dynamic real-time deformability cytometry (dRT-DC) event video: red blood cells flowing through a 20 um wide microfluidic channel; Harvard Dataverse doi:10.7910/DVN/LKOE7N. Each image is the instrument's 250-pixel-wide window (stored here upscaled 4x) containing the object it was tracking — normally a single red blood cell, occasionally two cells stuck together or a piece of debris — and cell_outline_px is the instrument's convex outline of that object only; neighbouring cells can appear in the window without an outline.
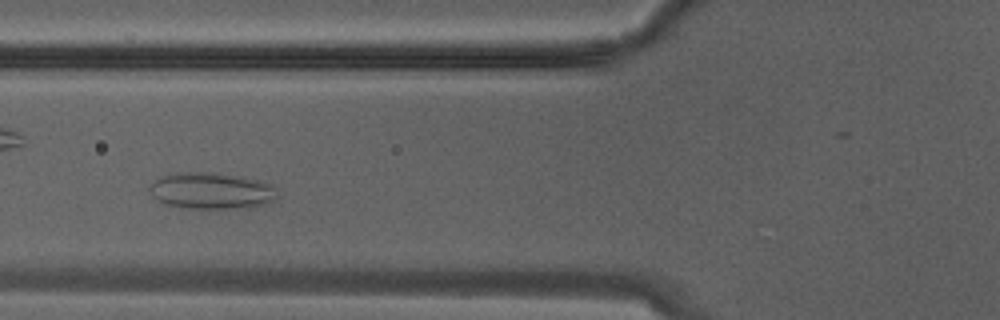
{"species": "Egyptian fruit bat (a non-hibernating species)", "species_latin": "Rousettus aegyptiacus", "temperature_condition": "warm", "stored_images_in_passage": 14, "camera_frame_rate_fps": 3000, "um_per_image_px": 0.085, "animal": {"sex": "male"}, "frame": {"image": 1, "passage_image": 6, "time_ms": 1.667, "image_size_px": [1000, 320], "cell_outline_px": [[276, 200], [252, 208], [180, 208], [168, 204], [152, 196], [148, 192], [148, 188], [160, 176], [180, 172], [212, 172], [240, 176], [272, 184], [276, 188]], "centroid_in_image_um": [17.98, 16.22], "position_along_channel_um": 107.8, "area_um2": 27.28}}